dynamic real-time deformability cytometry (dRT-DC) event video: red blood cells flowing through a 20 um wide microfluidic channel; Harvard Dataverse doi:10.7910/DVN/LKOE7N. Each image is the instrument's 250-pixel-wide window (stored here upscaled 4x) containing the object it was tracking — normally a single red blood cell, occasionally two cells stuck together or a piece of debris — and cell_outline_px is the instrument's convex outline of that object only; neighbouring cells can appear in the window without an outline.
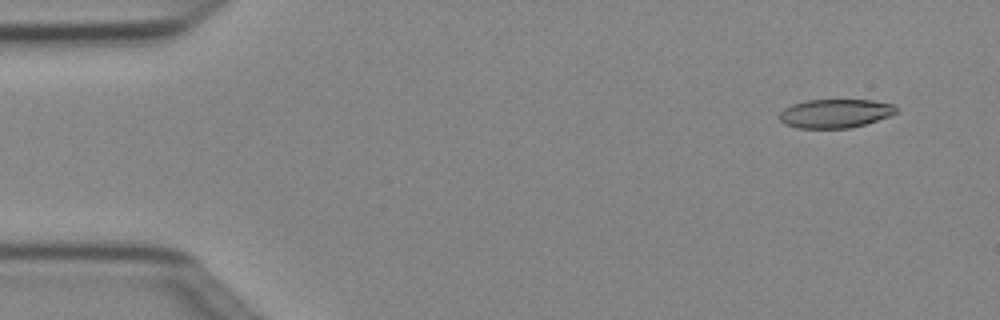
{"species": "Egyptian fruit bat (a non-hibernating species)", "species_latin": "Rousettus aegyptiacus", "temperature_condition": "cold", "stored_images_in_passage": 4, "segment_of_instrument_passage": [1, 2], "camera_frame_rate_fps": 3000, "um_per_image_px": 0.085, "animal": {"sex": "female"}, "frame": {"image": 1, "passage_image": 1, "time_ms": 0.0, "image_size_px": [1000, 320], "cell_outline_px": [[900, 112], [892, 116], [864, 124], [848, 128], [796, 128], [784, 124], [780, 120], [780, 112], [784, 108], [792, 104], [804, 100], [872, 100], [892, 104], [900, 108]], "centroid_in_image_um": [71.03, 9.64], "position_along_channel_um": 14.0, "area_um2": 19.83}}
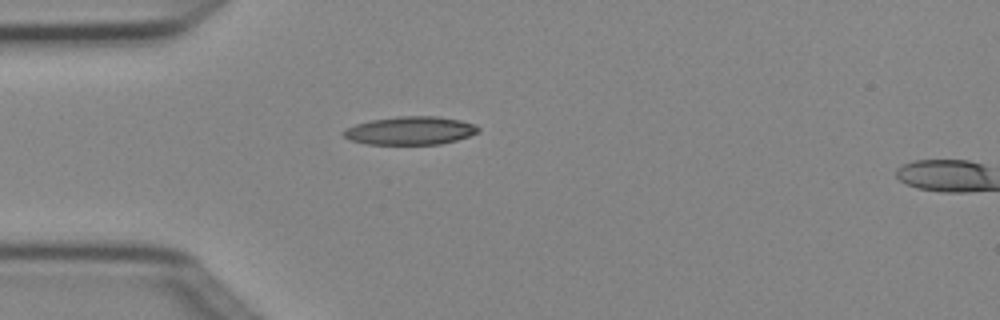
{"frame": {"image": 2, "passage_image": 3, "time_ms": 0.667, "image_size_px": [1000, 320], "cell_outline_px": [[480, 132], [456, 140], [440, 144], [368, 144], [348, 140], [340, 132], [356, 124], [372, 120], [396, 116], [436, 116], [460, 120], [476, 124], [480, 128]], "centroid_in_image_um": [34.89, 11.1], "position_along_channel_um": 50.1, "area_um2": 22.2}}